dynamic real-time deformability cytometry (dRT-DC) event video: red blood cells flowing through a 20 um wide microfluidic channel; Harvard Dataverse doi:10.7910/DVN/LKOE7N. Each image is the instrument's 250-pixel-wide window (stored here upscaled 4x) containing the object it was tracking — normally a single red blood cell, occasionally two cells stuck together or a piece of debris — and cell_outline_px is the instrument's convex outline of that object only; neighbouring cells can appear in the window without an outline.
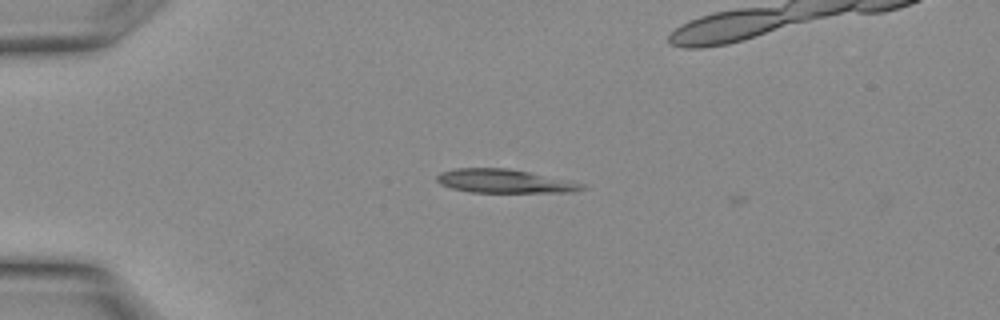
{"species": "Egyptian fruit bat (a non-hibernating species)", "species_latin": "Rousettus aegyptiacus", "temperature_condition": "warm", "stored_images_in_passage": 6, "segment_of_instrument_passage": [1, 2], "camera_frame_rate_fps": 3000, "um_per_image_px": 0.085, "animal": {"sex": "female"}, "frame": {"image": 1, "passage_image": 1, "time_ms": 0.0, "image_size_px": [1000, 320], "cell_outline_px": [[584, 188], [572, 192], [468, 192], [452, 188], [440, 184], [436, 180], [436, 176], [440, 172], [456, 168], [508, 168], [528, 172], [584, 184]], "centroid_in_image_um": [42.79, 15.4], "position_along_channel_um": 42.2, "area_um2": 19.71}}
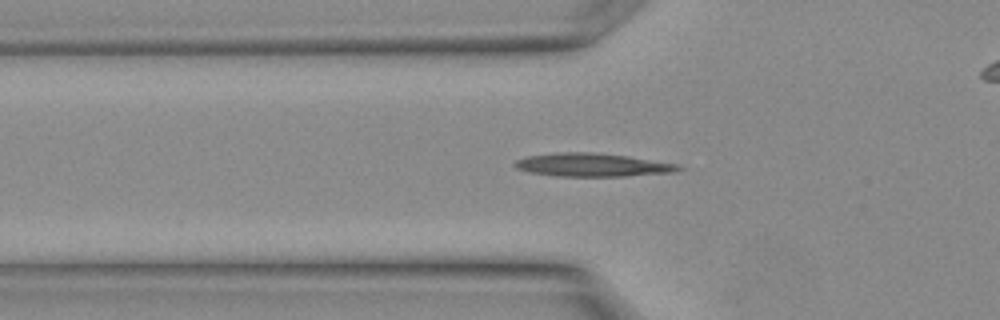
{"frame": {"image": 2, "passage_image": 4, "time_ms": 1.0, "image_size_px": [1000, 320], "cell_outline_px": [[684, 168], [676, 172], [624, 176], [556, 176], [528, 172], [516, 168], [512, 164], [516, 160], [528, 156], [556, 152], [592, 152], [628, 156], [676, 164]], "centroid_in_image_um": [50.32, 14.02], "position_along_channel_um": 75.5, "area_um2": 22.2}}